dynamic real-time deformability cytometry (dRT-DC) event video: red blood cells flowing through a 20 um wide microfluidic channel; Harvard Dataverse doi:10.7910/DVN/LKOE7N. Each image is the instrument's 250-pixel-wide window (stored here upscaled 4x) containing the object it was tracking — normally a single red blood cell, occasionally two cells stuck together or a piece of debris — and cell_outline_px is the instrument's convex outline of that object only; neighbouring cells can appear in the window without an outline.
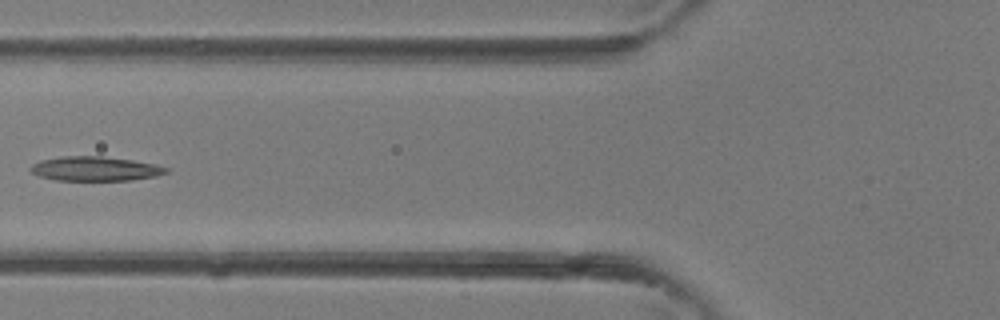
{"species": "common noctule bat (a hibernating species)", "species_latin": "Nyctalus noctula", "temperature_condition": "room temperature", "stored_images_in_passage": 5, "camera_frame_rate_fps": 3000, "um_per_image_px": 0.085, "animal": {"sex": "female"}, "frame": {"image": 1, "passage_image": 5, "time_ms": 1.333, "image_size_px": [1000, 320], "cell_outline_px": [[168, 172], [156, 176], [132, 180], [56, 180], [40, 176], [32, 172], [28, 168], [32, 164], [40, 160], [60, 156], [100, 156], [132, 160], [156, 164], [168, 168]], "centroid_in_image_um": [8.08, 14.34], "position_along_channel_um": 117.7, "area_um2": 19.25}}